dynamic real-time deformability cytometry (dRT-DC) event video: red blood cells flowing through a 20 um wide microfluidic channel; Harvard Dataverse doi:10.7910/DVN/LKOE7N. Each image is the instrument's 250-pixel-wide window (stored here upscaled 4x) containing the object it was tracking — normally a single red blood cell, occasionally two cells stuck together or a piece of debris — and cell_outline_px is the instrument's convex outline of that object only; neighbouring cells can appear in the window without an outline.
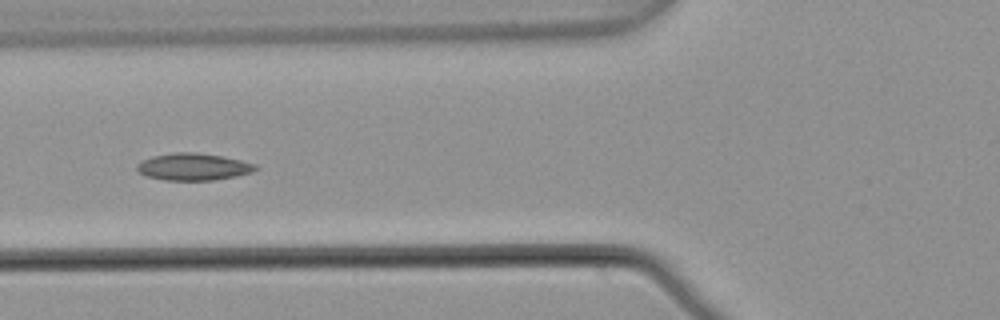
{"species": "common noctule bat (a hibernating species)", "species_latin": "Nyctalus noctula", "temperature_condition": "warm", "stored_images_in_passage": 7, "camera_frame_rate_fps": 3000, "um_per_image_px": 0.085, "animal": {"sex": "male", "body_mass_g": 21.5, "forearm_length_mm": 52.0}, "frame": {"image": 1, "passage_image": 5, "time_ms": 1.333, "image_size_px": [1000, 320], "cell_outline_px": [[260, 168], [252, 172], [236, 176], [212, 180], [164, 180], [148, 176], [140, 172], [136, 168], [136, 164], [152, 156], [176, 152], [196, 152], [224, 156], [256, 164]], "centroid_in_image_um": [16.47, 14.17], "position_along_channel_um": 109.3, "area_um2": 18.67}}
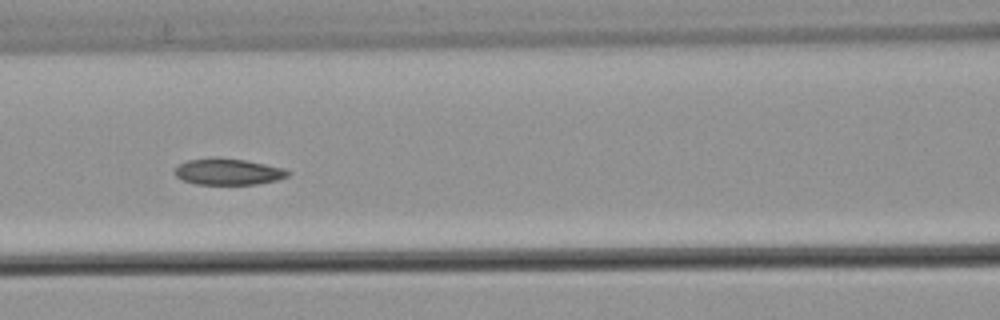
{"frame": {"image": 2, "passage_image": 6, "time_ms": 1.667, "image_size_px": [1000, 320], "cell_outline_px": [[292, 172], [288, 176], [276, 180], [256, 184], [196, 184], [184, 180], [176, 176], [176, 168], [180, 164], [188, 160], [244, 160], [284, 168]], "centroid_in_image_um": [19.46, 14.64], "position_along_channel_um": 147.1, "area_um2": 16.47}}